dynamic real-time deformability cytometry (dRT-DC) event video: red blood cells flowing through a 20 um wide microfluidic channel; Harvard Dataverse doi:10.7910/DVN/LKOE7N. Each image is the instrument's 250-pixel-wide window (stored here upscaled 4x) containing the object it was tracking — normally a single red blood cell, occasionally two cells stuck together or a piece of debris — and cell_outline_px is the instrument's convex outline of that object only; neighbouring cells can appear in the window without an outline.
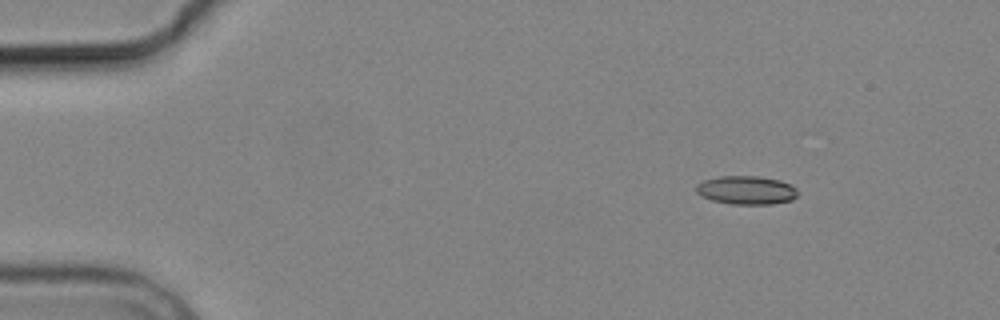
{"species": "common noctule bat (a hibernating species)", "species_latin": "Nyctalus noctula", "temperature_condition": "cold", "stored_images_in_passage": 9, "camera_frame_rate_fps": 3000, "um_per_image_px": 0.085, "animal": {"sex": "male", "body_mass_g": 19.2, "forearm_length_mm": 51.8}, "frame": {"image": 1, "passage_image": 1, "time_ms": 0.0, "image_size_px": [1000, 320], "cell_outline_px": [[800, 192], [792, 200], [772, 204], [732, 204], [712, 200], [696, 192], [696, 184], [704, 180], [720, 176], [756, 176], [780, 180], [792, 184]], "centroid_in_image_um": [63.48, 16.16], "position_along_channel_um": 21.5, "area_um2": 16.94}}
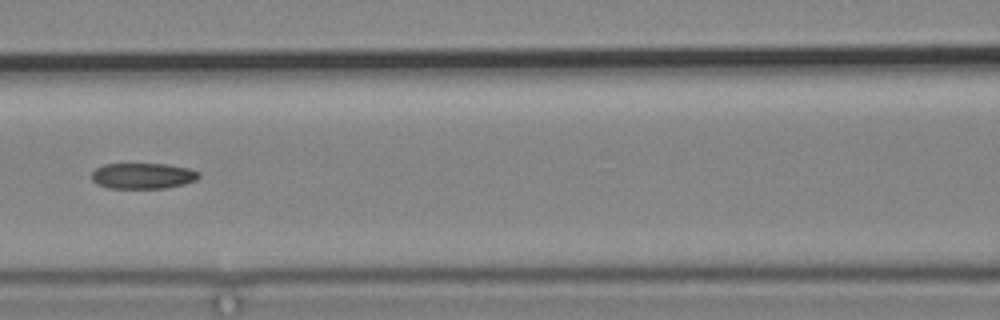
{"frame": {"image": 2, "passage_image": 6, "time_ms": 6.0, "image_size_px": [1000, 320], "cell_outline_px": [[200, 176], [196, 180], [164, 188], [108, 188], [96, 184], [92, 180], [92, 172], [96, 168], [104, 164], [168, 164], [188, 168], [200, 172]], "centroid_in_image_um": [12.12, 14.94], "position_along_channel_um": 154.5, "area_um2": 16.07}}
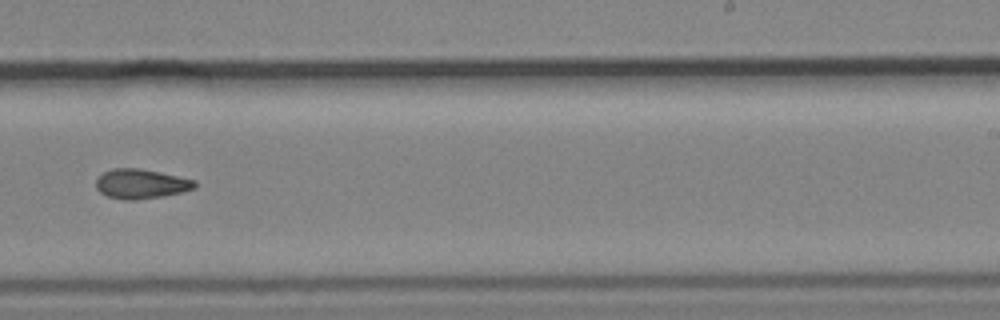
{"frame": {"image": 3, "passage_image": 9, "time_ms": 9.333, "image_size_px": [1000, 320], "cell_outline_px": [[196, 188], [180, 192], [160, 196], [136, 200], [124, 200], [108, 196], [100, 192], [96, 188], [96, 180], [104, 172], [112, 168], [140, 168], [160, 172], [196, 180]], "centroid_in_image_um": [11.98, 15.62], "position_along_channel_um": 277.0, "area_um2": 16.94}}